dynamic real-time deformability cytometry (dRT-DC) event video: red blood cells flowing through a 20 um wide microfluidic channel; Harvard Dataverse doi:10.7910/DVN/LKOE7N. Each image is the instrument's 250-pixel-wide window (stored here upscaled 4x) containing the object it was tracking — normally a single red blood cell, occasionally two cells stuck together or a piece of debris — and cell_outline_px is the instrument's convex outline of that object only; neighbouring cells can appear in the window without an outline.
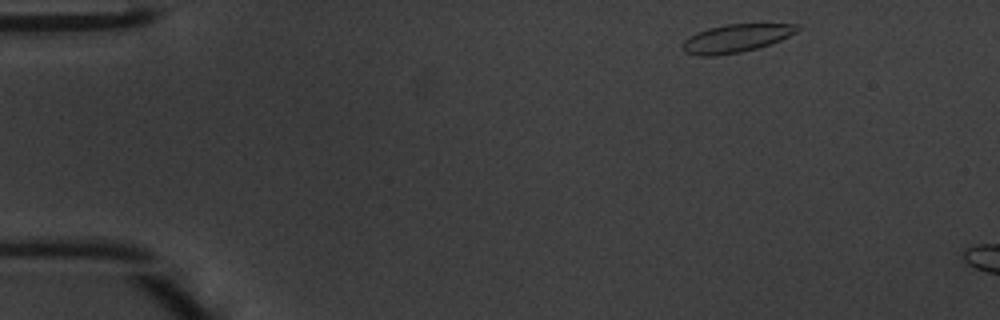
{"species": "common noctule bat (a hibernating species)", "species_latin": "Nyctalus noctula", "temperature_condition": "warm", "stored_images_in_passage": 6, "camera_frame_rate_fps": 3000, "um_per_image_px": 0.085, "animal": {"sex": "male", "body_mass_g": 20.1, "forearm_length_mm": 53.5}, "frame": {"image": 1, "passage_image": 2, "time_ms": 0.333, "image_size_px": [1000, 320], "cell_outline_px": [[800, 28], [796, 32], [780, 40], [756, 48], [740, 52], [716, 56], [700, 56], [684, 52], [680, 48], [680, 44], [684, 40], [696, 32], [708, 28], [724, 24], [800, 24]], "centroid_in_image_um": [62.5, 3.26], "position_along_channel_um": 22.5, "area_um2": 18.84}}